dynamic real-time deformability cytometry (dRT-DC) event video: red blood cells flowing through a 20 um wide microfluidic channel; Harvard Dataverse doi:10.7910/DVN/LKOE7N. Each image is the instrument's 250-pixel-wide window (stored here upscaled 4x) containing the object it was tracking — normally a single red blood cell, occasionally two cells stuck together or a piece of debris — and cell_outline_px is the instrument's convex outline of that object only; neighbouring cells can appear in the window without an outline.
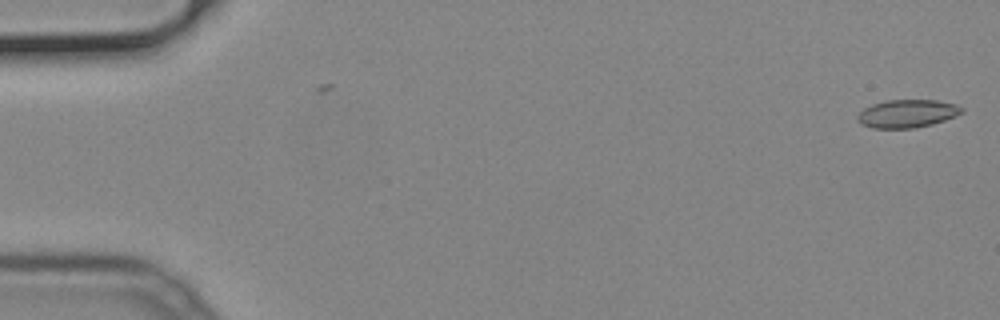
{"species": "common noctule bat (a hibernating species)", "species_latin": "Nyctalus noctula", "temperature_condition": "cold", "stored_images_in_passage": 5, "camera_frame_rate_fps": 3000, "um_per_image_px": 0.085, "animal": {"sex": "male", "body_mass_g": 19.2, "forearm_length_mm": 51.8}, "frame": {"image": 1, "passage_image": 5, "time_ms": 1.333, "image_size_px": [1000, 320], "cell_outline_px": [[964, 112], [956, 116], [932, 124], [916, 128], [872, 128], [860, 124], [856, 120], [856, 116], [864, 108], [872, 104], [888, 100], [936, 100], [956, 104], [964, 108]], "centroid_in_image_um": [77.11, 9.66], "position_along_channel_um": 7.9, "area_um2": 17.17}}